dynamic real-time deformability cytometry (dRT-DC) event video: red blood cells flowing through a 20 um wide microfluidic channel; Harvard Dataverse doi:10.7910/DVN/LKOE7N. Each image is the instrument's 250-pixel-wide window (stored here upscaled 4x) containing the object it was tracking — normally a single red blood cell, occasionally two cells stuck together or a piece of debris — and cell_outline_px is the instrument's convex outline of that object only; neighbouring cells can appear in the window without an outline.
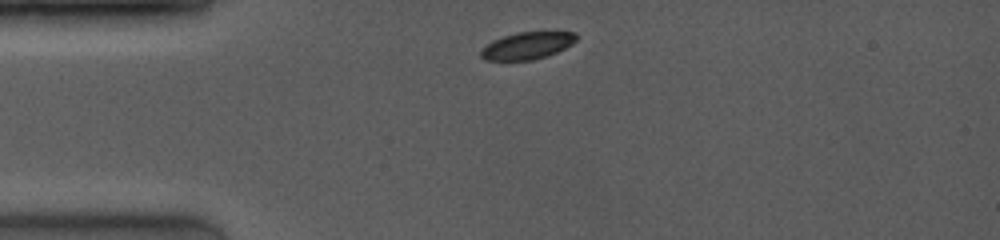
{"species": "common noctule bat (a hibernating species)", "species_latin": "Nyctalus noctula", "temperature_condition": "room temperature", "stored_images_in_passage": 45, "camera_frame_rate_fps": 4000, "um_per_image_px": 0.085, "animal": {"sex": "female", "body_mass_g": 19.0, "forearm_length_mm": 53.3}, "frame": {"image": 1, "passage_image": 1, "time_ms": 0.0, "image_size_px": [1000, 240], "cell_outline_px": [[576, 40], [572, 44], [548, 56], [532, 60], [484, 60], [480, 56], [480, 52], [492, 40], [516, 32], [576, 32]], "centroid_in_image_um": [44.81, 3.88], "position_along_channel_um": 40.2, "area_um2": 14.97}}
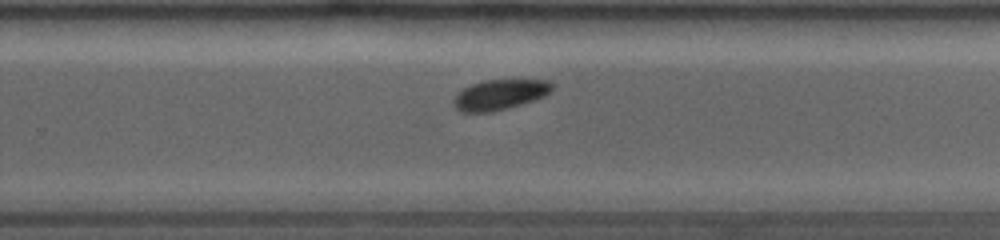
{"frame": {"image": 2, "passage_image": 29, "time_ms": 6.75, "image_size_px": [1000, 240], "cell_outline_px": [[556, 84], [544, 96], [520, 104], [492, 112], [460, 112], [452, 104], [452, 100], [464, 88], [472, 84], [484, 80], [548, 80]], "centroid_in_image_um": [42.47, 8.04], "position_along_channel_um": 287.3, "area_um2": 17.17}}
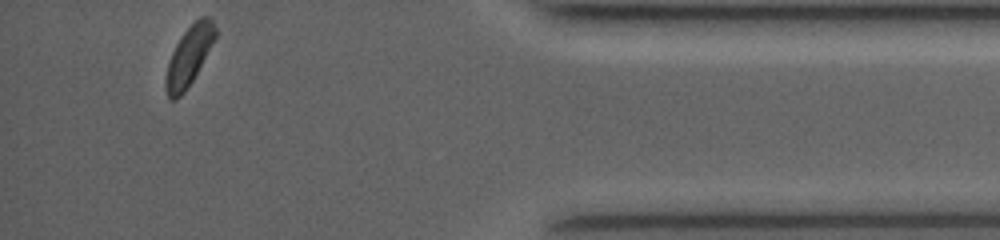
{"frame": {"image": 3, "passage_image": 45, "time_ms": 10.75, "image_size_px": [1000, 240], "cell_outline_px": [[216, 36], [192, 80], [184, 92], [176, 100], [168, 100], [164, 88], [164, 80], [168, 64], [172, 52], [180, 36], [200, 16], [208, 16], [212, 20], [216, 28]], "centroid_in_image_um": [16.02, 4.79], "position_along_channel_um": 419.2, "area_um2": 16.88}, "authors_computed_cell_mechanics": {"area_um2": 17.5134, "velocity_mm_per_s": 4.0742, "shape_relaxation_time_tau1_ms": 2.0457, "shape_relaxation_time_tau2_ms": null, "deformation_change_tau1": 0.1119, "deformation_change_tau2": null}}